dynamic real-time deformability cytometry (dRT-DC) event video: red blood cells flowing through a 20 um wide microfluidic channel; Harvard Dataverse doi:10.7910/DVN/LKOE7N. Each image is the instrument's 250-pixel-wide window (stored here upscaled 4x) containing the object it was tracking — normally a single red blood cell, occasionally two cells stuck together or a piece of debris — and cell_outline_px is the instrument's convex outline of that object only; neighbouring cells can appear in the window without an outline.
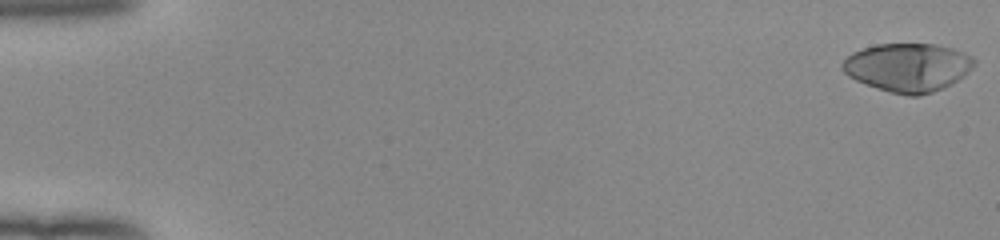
{"species": "human", "species_latin": "Homo sapiens", "temperature_condition": "room temperature", "stored_images_in_passage": 53, "camera_frame_rate_fps": 3000, "um_per_image_px": 0.085, "donor": {"sex": "female"}, "frame": {"image": 1, "passage_image": 1, "time_ms": 0.0, "image_size_px": [1000, 240], "cell_outline_px": [[976, 64], [964, 76], [952, 84], [944, 88], [920, 96], [908, 96], [876, 88], [864, 84], [848, 76], [840, 68], [840, 64], [852, 52], [876, 44], [932, 44], [952, 48], [964, 52], [972, 56], [976, 60]], "centroid_in_image_um": [77.17, 5.73], "position_along_channel_um": 7.8, "area_um2": 37.45}}
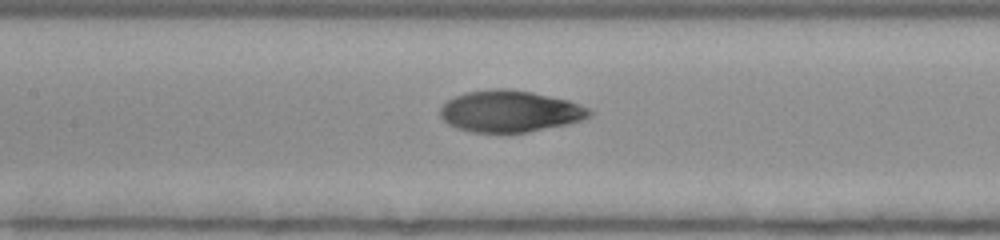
{"frame": {"image": 2, "passage_image": 26, "time_ms": 8.333, "image_size_px": [1000, 240], "cell_outline_px": [[592, 116], [568, 124], [528, 132], [472, 132], [456, 128], [448, 124], [440, 116], [440, 108], [448, 100], [464, 92], [492, 88], [508, 88], [532, 92], [568, 100], [592, 108]], "centroid_in_image_um": [43.36, 9.45], "position_along_channel_um": 164.0, "area_um2": 36.36}}
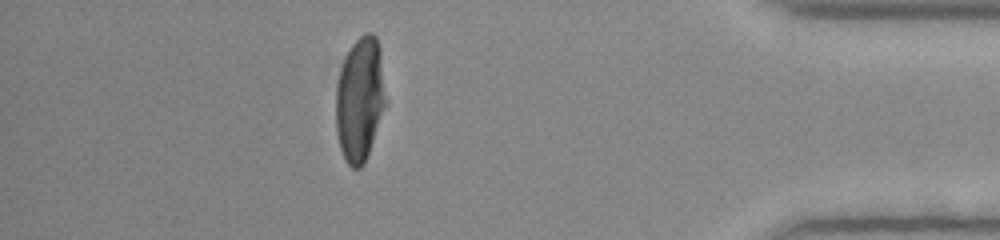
{"frame": {"image": 3, "passage_image": 47, "time_ms": 15.333, "image_size_px": [1000, 240], "cell_outline_px": [[388, 104], [364, 164], [360, 168], [352, 168], [344, 160], [340, 148], [336, 132], [336, 84], [340, 68], [352, 44], [364, 32], [372, 32], [376, 36], [380, 48], [388, 100]], "centroid_in_image_um": [30.62, 8.44], "position_along_channel_um": 404.6, "area_um2": 37.05}, "authors_computed_cell_mechanics": {"area_um2": 36.5296, "velocity_mm_per_s": 3.9863, "shape_relaxation_time_tau1_ms": 4.7775, "shape_relaxation_time_tau2_ms": 1.0398, "deformation_change_tau1": 0.2623, "deformation_change_tau2": 0.0454}}